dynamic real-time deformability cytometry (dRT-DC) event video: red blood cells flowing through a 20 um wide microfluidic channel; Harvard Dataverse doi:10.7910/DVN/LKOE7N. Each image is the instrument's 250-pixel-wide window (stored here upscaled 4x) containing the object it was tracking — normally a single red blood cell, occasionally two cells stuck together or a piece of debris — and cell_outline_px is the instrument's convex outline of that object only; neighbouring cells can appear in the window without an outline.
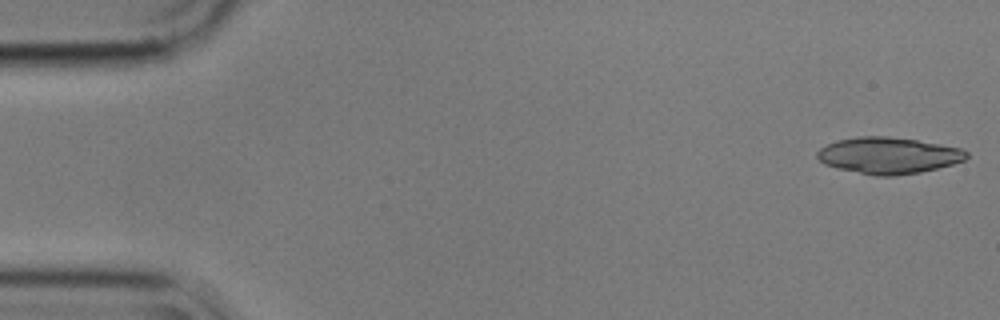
{"species": "common noctule bat (a hibernating species)", "species_latin": "Nyctalus noctula", "temperature_condition": "cold", "stored_images_in_passage": 5, "camera_frame_rate_fps": 3000, "um_per_image_px": 0.085, "animal": {"sex": "male", "body_mass_g": 17.9}, "frame": {"image": 1, "passage_image": 1, "time_ms": 0.0, "image_size_px": [1000, 320], "cell_outline_px": [[968, 156], [964, 160], [952, 164], [920, 172], [892, 176], [876, 176], [836, 168], [824, 164], [816, 156], [816, 152], [820, 148], [836, 140], [856, 136], [884, 136], [916, 140], [940, 144], [960, 148], [968, 152]], "centroid_in_image_um": [75.48, 13.21], "position_along_channel_um": 9.5, "area_um2": 31.62}}